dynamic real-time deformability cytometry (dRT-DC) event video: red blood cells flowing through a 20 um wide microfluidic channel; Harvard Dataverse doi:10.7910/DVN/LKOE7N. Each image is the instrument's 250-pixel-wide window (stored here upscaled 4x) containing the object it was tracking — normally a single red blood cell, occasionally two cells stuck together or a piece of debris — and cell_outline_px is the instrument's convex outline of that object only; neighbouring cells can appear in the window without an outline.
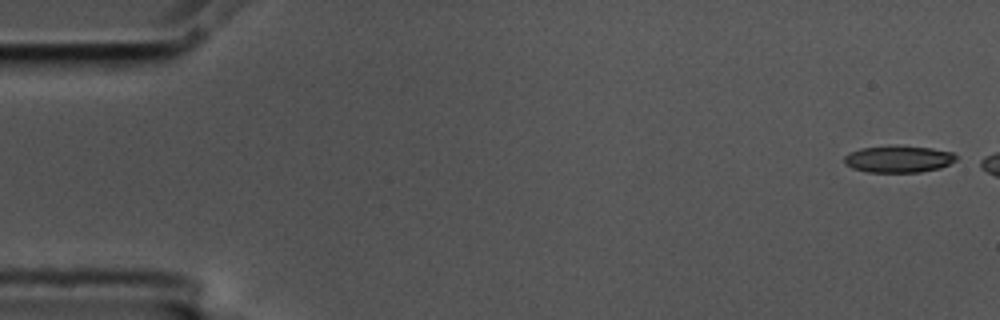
{"species": "common noctule bat (a hibernating species)", "species_latin": "Nyctalus noctula", "temperature_condition": "cold", "stored_images_in_passage": 3, "camera_frame_rate_fps": 3000, "um_per_image_px": 0.085, "animal": {"sex": "male", "body_mass_g": 17.5, "forearm_length_mm": 52.3}, "frame": {"image": 1, "passage_image": 1, "time_ms": 0.0, "image_size_px": [1000, 320], "cell_outline_px": [[956, 160], [940, 168], [920, 172], [868, 172], [852, 168], [844, 164], [844, 156], [848, 152], [860, 148], [896, 144], [932, 148], [952, 152], [956, 156]], "centroid_in_image_um": [76.33, 13.5], "position_along_channel_um": 8.7, "area_um2": 17.86}}